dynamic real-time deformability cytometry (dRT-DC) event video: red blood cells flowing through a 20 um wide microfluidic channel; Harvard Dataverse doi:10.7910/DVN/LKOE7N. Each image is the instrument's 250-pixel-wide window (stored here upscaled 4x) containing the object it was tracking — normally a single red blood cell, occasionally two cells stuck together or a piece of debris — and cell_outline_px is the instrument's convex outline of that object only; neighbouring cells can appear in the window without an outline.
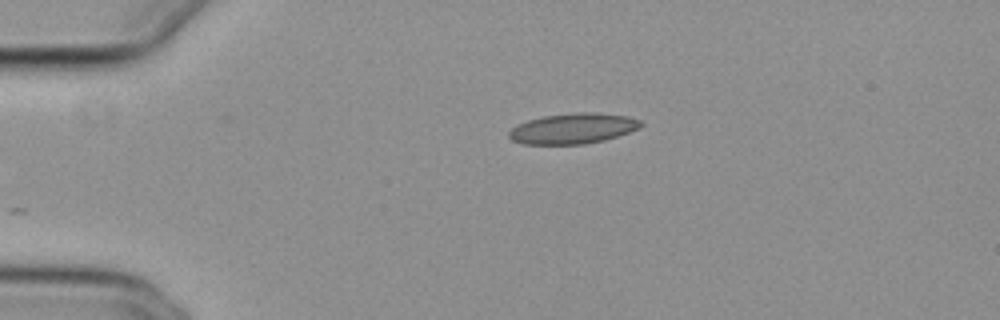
{"species": "common noctule bat (a hibernating species)", "species_latin": "Nyctalus noctula", "temperature_condition": "cold", "stored_images_in_passage": 36, "camera_frame_rate_fps": 3000, "um_per_image_px": 0.085, "animal": {"sex": "female", "body_mass_g": 29.2, "forearm_length_mm": 56.3}, "frame": {"image": 1, "passage_image": 1, "time_ms": 0.0, "image_size_px": [1000, 320], "cell_outline_px": [[644, 124], [640, 128], [604, 140], [584, 144], [524, 144], [512, 140], [508, 136], [508, 132], [512, 128], [528, 120], [544, 116], [576, 112], [596, 112], [628, 116], [640, 120]], "centroid_in_image_um": [48.72, 10.92], "position_along_channel_um": 36.3, "area_um2": 23.35}}
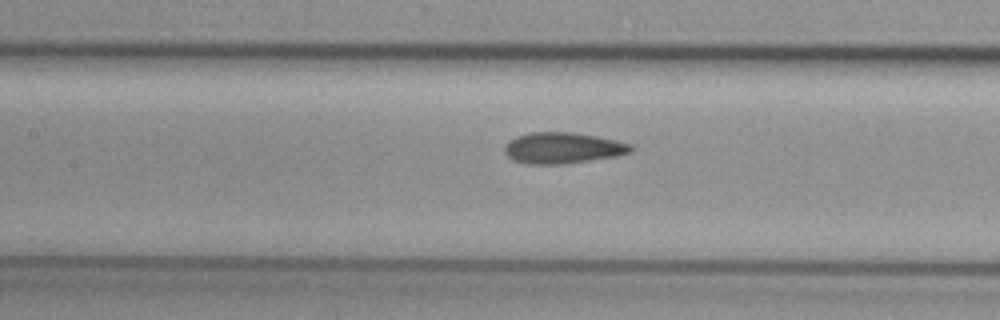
{"frame": {"image": 2, "passage_image": 14, "time_ms": 4.333, "image_size_px": [1000, 320], "cell_outline_px": [[632, 152], [616, 156], [592, 160], [564, 164], [528, 164], [512, 160], [504, 152], [504, 144], [508, 140], [516, 136], [532, 132], [576, 132], [616, 140], [632, 144]], "centroid_in_image_um": [47.81, 12.57], "position_along_channel_um": 159.6, "area_um2": 23.12}}
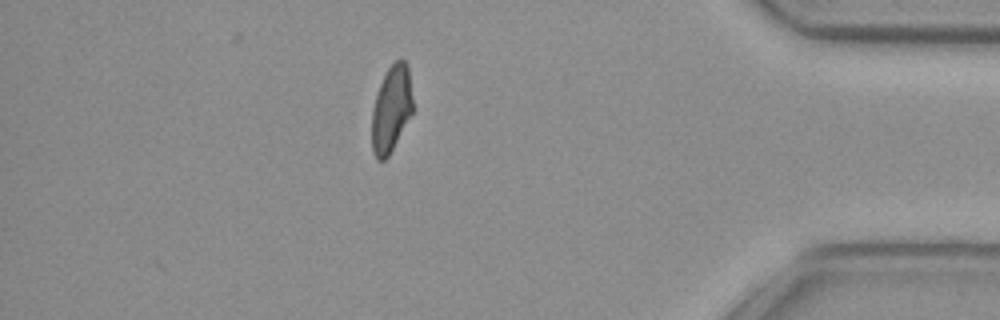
{"frame": {"image": 3, "passage_image": 36, "time_ms": 11.667, "image_size_px": [1000, 320], "cell_outline_px": [[412, 112], [388, 156], [384, 160], [376, 160], [372, 152], [372, 112], [376, 96], [380, 84], [388, 68], [400, 56], [408, 64], [412, 96]], "centroid_in_image_um": [33.25, 9.23], "position_along_channel_um": 401.9, "area_um2": 20.4}, "authors_computed_cell_mechanics": {"area_um2": 22.3397, "velocity_mm_per_s": 3.841, "shape_relaxation_time_tau1_ms": null, "shape_relaxation_time_tau2_ms": 2.2115, "deformation_change_tau1": null, "deformation_change_tau2": 0.0826}}